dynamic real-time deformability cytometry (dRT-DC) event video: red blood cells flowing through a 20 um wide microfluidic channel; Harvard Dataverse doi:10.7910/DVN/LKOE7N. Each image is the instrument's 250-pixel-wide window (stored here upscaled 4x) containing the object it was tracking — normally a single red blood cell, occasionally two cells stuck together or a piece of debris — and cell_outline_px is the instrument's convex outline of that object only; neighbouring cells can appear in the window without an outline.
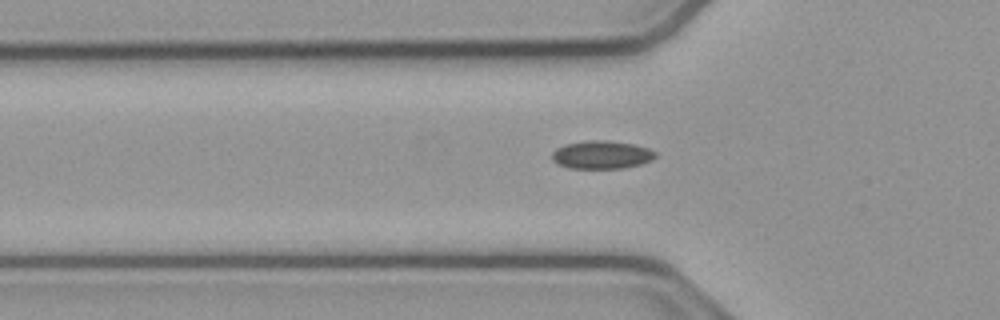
{"species": "common noctule bat (a hibernating species)", "species_latin": "Nyctalus noctula", "temperature_condition": "cold", "stored_images_in_passage": 16, "camera_frame_rate_fps": 3000, "um_per_image_px": 0.085, "animal": {"sex": "male", "body_mass_g": 23.1, "forearm_length_mm": 52.7}, "frame": {"image": 1, "passage_image": 6, "time_ms": 1.667, "image_size_px": [1000, 320], "cell_outline_px": [[656, 156], [652, 160], [640, 164], [624, 168], [568, 168], [556, 164], [552, 160], [552, 152], [556, 148], [568, 144], [592, 140], [604, 140], [632, 144], [648, 148], [656, 152]], "centroid_in_image_um": [51.13, 13.17], "position_along_channel_um": 74.7, "area_um2": 16.82}}
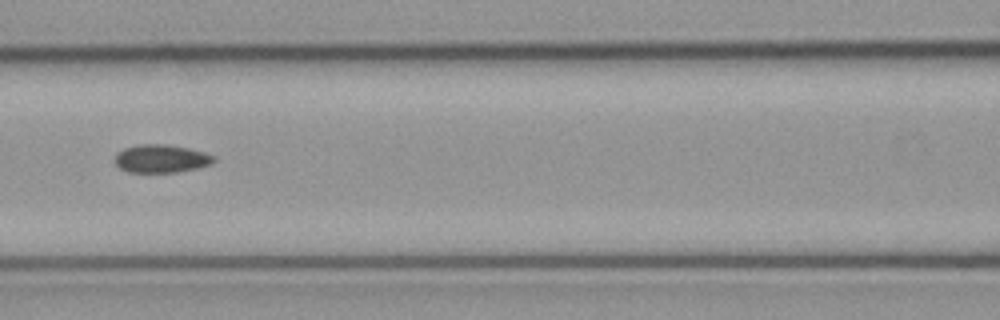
{"frame": {"image": 2, "passage_image": 12, "time_ms": 3.667, "image_size_px": [1000, 320], "cell_outline_px": [[216, 160], [212, 164], [196, 168], [176, 172], [128, 172], [120, 168], [116, 164], [116, 152], [124, 148], [140, 144], [168, 144], [188, 148], [204, 152], [216, 156]], "centroid_in_image_um": [13.72, 13.47], "position_along_channel_um": 152.9, "area_um2": 16.24}}
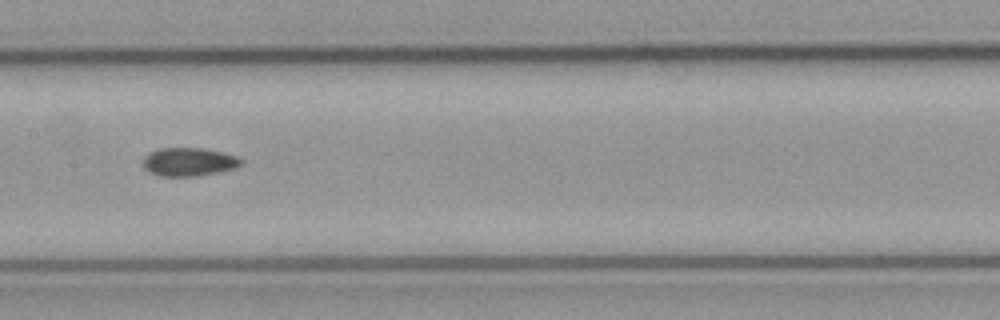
{"frame": {"image": 3, "passage_image": 15, "time_ms": 4.667, "image_size_px": [1000, 320], "cell_outline_px": [[244, 160], [240, 164], [232, 168], [216, 172], [196, 176], [160, 176], [144, 168], [144, 156], [156, 148], [204, 148], [236, 156]], "centroid_in_image_um": [16.02, 13.74], "position_along_channel_um": 191.4, "area_um2": 15.95}}